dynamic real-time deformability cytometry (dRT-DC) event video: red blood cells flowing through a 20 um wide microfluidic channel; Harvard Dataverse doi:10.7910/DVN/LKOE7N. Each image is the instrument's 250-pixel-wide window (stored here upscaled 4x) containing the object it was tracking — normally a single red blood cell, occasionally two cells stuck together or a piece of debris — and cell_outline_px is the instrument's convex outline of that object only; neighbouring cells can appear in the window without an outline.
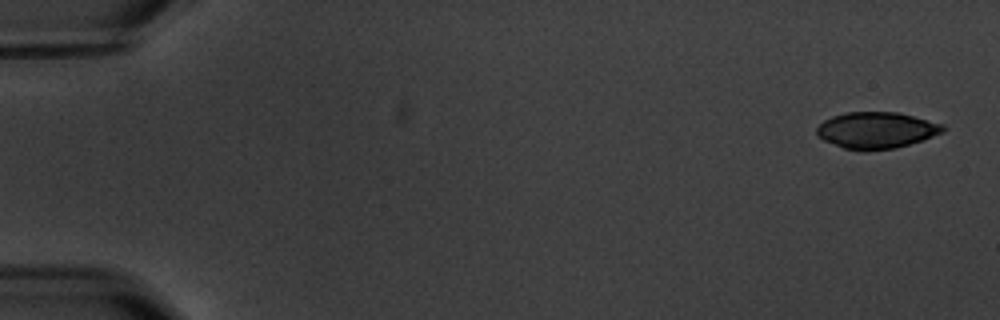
{"species": "common noctule bat (a hibernating species)", "species_latin": "Nyctalus noctula", "temperature_condition": "warm", "stored_images_in_passage": 5, "camera_frame_rate_fps": 3000, "um_per_image_px": 0.085, "animal": {"sex": "male", "body_mass_g": 20.1, "forearm_length_mm": 53.5}, "frame": {"image": 1, "passage_image": 1, "time_ms": 0.0, "image_size_px": [1000, 320], "cell_outline_px": [[944, 132], [896, 148], [868, 152], [860, 152], [844, 148], [824, 140], [816, 136], [816, 128], [824, 120], [832, 116], [848, 112], [900, 112], [944, 124]], "centroid_in_image_um": [74.47, 11.08], "position_along_channel_um": 10.5, "area_um2": 27.05}}
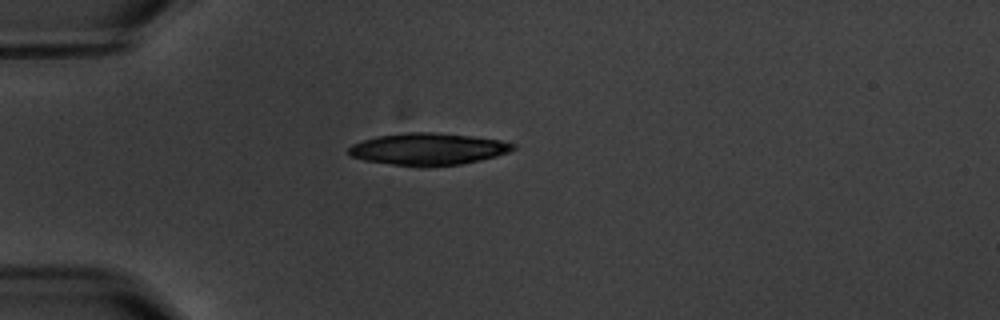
{"frame": {"image": 2, "passage_image": 5, "time_ms": 4.667, "image_size_px": [1000, 320], "cell_outline_px": [[516, 148], [508, 152], [496, 156], [480, 160], [460, 164], [428, 168], [420, 168], [364, 160], [352, 156], [348, 152], [348, 148], [352, 144], [364, 140], [380, 136], [408, 132], [432, 132], [472, 136], [500, 140], [516, 144]], "centroid_in_image_um": [36.41, 12.69], "position_along_channel_um": 48.6, "area_um2": 30.75}}